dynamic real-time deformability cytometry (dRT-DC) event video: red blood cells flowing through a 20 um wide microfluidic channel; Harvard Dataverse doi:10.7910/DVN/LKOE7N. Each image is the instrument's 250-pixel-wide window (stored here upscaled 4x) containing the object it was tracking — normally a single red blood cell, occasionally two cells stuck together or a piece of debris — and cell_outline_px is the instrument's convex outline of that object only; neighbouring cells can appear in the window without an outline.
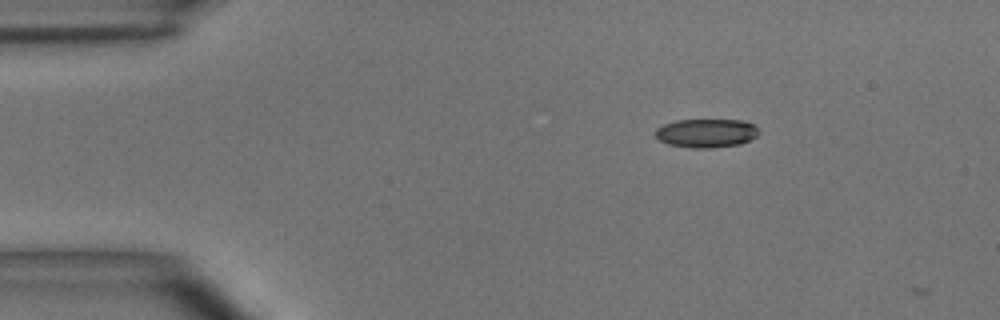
{"species": "common noctule bat (a hibernating species)", "species_latin": "Nyctalus noctula", "temperature_condition": "room temperature", "stored_images_in_passage": 3, "camera_frame_rate_fps": 3000, "um_per_image_px": 0.085, "animal": {"sex": "male", "body_mass_g": 15.6}, "frame": {"image": 1, "passage_image": 1, "time_ms": 0.0, "image_size_px": [1000, 320], "cell_outline_px": [[760, 132], [756, 136], [740, 144], [712, 148], [692, 148], [668, 144], [660, 140], [656, 136], [656, 128], [664, 124], [676, 120], [744, 120], [756, 124], [760, 128]], "centroid_in_image_um": [60.09, 11.3], "position_along_channel_um": 24.9, "area_um2": 17.46}}